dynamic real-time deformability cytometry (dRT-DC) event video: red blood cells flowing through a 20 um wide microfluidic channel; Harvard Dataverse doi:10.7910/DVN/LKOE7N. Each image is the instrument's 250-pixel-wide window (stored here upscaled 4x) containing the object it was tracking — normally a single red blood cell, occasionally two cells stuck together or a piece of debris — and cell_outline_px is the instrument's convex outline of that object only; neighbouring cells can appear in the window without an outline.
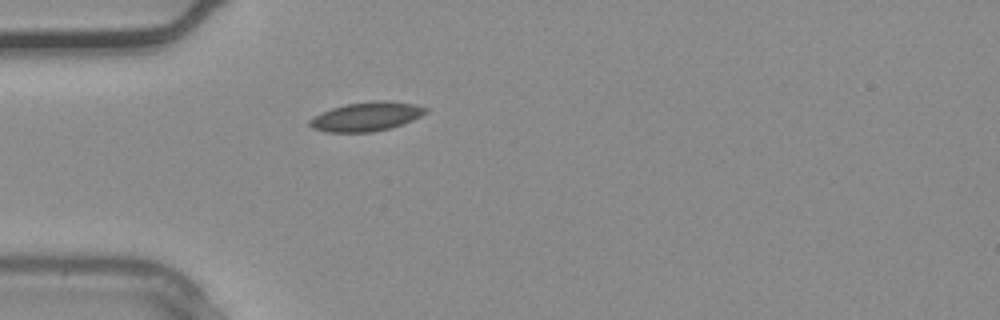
{"species": "common noctule bat (a hibernating species)", "species_latin": "Nyctalus noctula", "temperature_condition": "warm", "stored_images_in_passage": 27, "camera_frame_rate_fps": 3000, "um_per_image_px": 0.085, "animal": {"sex": "male", "body_mass_g": 20.4}, "frame": {"image": 1, "passage_image": 1, "time_ms": 0.0, "image_size_px": [1000, 320], "cell_outline_px": [[428, 112], [404, 124], [392, 128], [372, 132], [324, 132], [312, 128], [308, 124], [308, 120], [332, 108], [348, 104], [376, 100], [388, 100], [412, 104], [428, 108]], "centroid_in_image_um": [31.16, 9.92], "position_along_channel_um": 53.8, "area_um2": 19.59}}